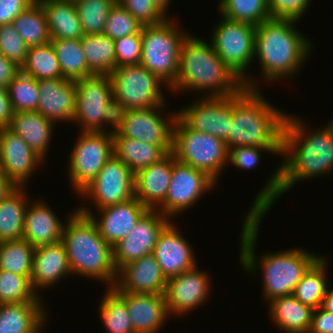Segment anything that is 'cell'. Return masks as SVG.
I'll list each match as a JSON object with an SVG mask.
<instances>
[{"instance_id":"f907efd6","label":"cell","mask_w":333,"mask_h":333,"mask_svg":"<svg viewBox=\"0 0 333 333\" xmlns=\"http://www.w3.org/2000/svg\"><path fill=\"white\" fill-rule=\"evenodd\" d=\"M272 153L268 148L240 146L231 148L228 154V164L240 170H252L261 161V152Z\"/></svg>"},{"instance_id":"8992f818","label":"cell","mask_w":333,"mask_h":333,"mask_svg":"<svg viewBox=\"0 0 333 333\" xmlns=\"http://www.w3.org/2000/svg\"><path fill=\"white\" fill-rule=\"evenodd\" d=\"M63 227V243L72 275L94 278L112 288L117 279L112 246L99 234L91 218L76 208Z\"/></svg>"},{"instance_id":"91938a15","label":"cell","mask_w":333,"mask_h":333,"mask_svg":"<svg viewBox=\"0 0 333 333\" xmlns=\"http://www.w3.org/2000/svg\"><path fill=\"white\" fill-rule=\"evenodd\" d=\"M157 6L167 15L169 13L167 10L169 9V4H171L172 0H152Z\"/></svg>"},{"instance_id":"6da1fadb","label":"cell","mask_w":333,"mask_h":333,"mask_svg":"<svg viewBox=\"0 0 333 333\" xmlns=\"http://www.w3.org/2000/svg\"><path fill=\"white\" fill-rule=\"evenodd\" d=\"M305 124L302 118L287 114L282 144L285 159L256 194L247 214L266 215L275 201L297 182L332 172L333 118L319 130L308 128L310 125Z\"/></svg>"},{"instance_id":"52a82bcc","label":"cell","mask_w":333,"mask_h":333,"mask_svg":"<svg viewBox=\"0 0 333 333\" xmlns=\"http://www.w3.org/2000/svg\"><path fill=\"white\" fill-rule=\"evenodd\" d=\"M170 16L161 23L144 25L141 29L142 56L140 64L157 75L170 88L179 70L180 48L188 34ZM179 27V28H178Z\"/></svg>"},{"instance_id":"ba28073f","label":"cell","mask_w":333,"mask_h":333,"mask_svg":"<svg viewBox=\"0 0 333 333\" xmlns=\"http://www.w3.org/2000/svg\"><path fill=\"white\" fill-rule=\"evenodd\" d=\"M172 153L176 160L205 172L215 182L228 165L224 140L189 128L178 116L173 125Z\"/></svg>"},{"instance_id":"d4e9b609","label":"cell","mask_w":333,"mask_h":333,"mask_svg":"<svg viewBox=\"0 0 333 333\" xmlns=\"http://www.w3.org/2000/svg\"><path fill=\"white\" fill-rule=\"evenodd\" d=\"M125 302L135 333H158L169 318L164 294L115 291Z\"/></svg>"},{"instance_id":"cb8c5ba5","label":"cell","mask_w":333,"mask_h":333,"mask_svg":"<svg viewBox=\"0 0 333 333\" xmlns=\"http://www.w3.org/2000/svg\"><path fill=\"white\" fill-rule=\"evenodd\" d=\"M68 275H72V272L61 241L35 247L30 281L33 290L38 295L40 289L49 287L51 289L60 280L69 277Z\"/></svg>"},{"instance_id":"f546056e","label":"cell","mask_w":333,"mask_h":333,"mask_svg":"<svg viewBox=\"0 0 333 333\" xmlns=\"http://www.w3.org/2000/svg\"><path fill=\"white\" fill-rule=\"evenodd\" d=\"M42 7L51 39H82L85 34L72 0H36Z\"/></svg>"},{"instance_id":"603a6c76","label":"cell","mask_w":333,"mask_h":333,"mask_svg":"<svg viewBox=\"0 0 333 333\" xmlns=\"http://www.w3.org/2000/svg\"><path fill=\"white\" fill-rule=\"evenodd\" d=\"M38 90V113L55 124L56 121H73L76 108L75 81L65 78L38 80Z\"/></svg>"},{"instance_id":"f35d334b","label":"cell","mask_w":333,"mask_h":333,"mask_svg":"<svg viewBox=\"0 0 333 333\" xmlns=\"http://www.w3.org/2000/svg\"><path fill=\"white\" fill-rule=\"evenodd\" d=\"M21 71L36 80L64 78L50 42L29 47L26 62L21 66Z\"/></svg>"},{"instance_id":"44dd1931","label":"cell","mask_w":333,"mask_h":333,"mask_svg":"<svg viewBox=\"0 0 333 333\" xmlns=\"http://www.w3.org/2000/svg\"><path fill=\"white\" fill-rule=\"evenodd\" d=\"M179 228L172 219L160 232L152 253L166 279L190 270L198 263L192 245Z\"/></svg>"},{"instance_id":"5b68a950","label":"cell","mask_w":333,"mask_h":333,"mask_svg":"<svg viewBox=\"0 0 333 333\" xmlns=\"http://www.w3.org/2000/svg\"><path fill=\"white\" fill-rule=\"evenodd\" d=\"M190 33L181 43L179 70L170 92H203L202 97H230L239 93L243 82L216 54L211 42Z\"/></svg>"},{"instance_id":"9a60e30c","label":"cell","mask_w":333,"mask_h":333,"mask_svg":"<svg viewBox=\"0 0 333 333\" xmlns=\"http://www.w3.org/2000/svg\"><path fill=\"white\" fill-rule=\"evenodd\" d=\"M164 106L128 110L118 133L123 137L163 146L169 153L172 152L173 125L177 112H167L166 115L164 111L167 109Z\"/></svg>"},{"instance_id":"e0dca14e","label":"cell","mask_w":333,"mask_h":333,"mask_svg":"<svg viewBox=\"0 0 333 333\" xmlns=\"http://www.w3.org/2000/svg\"><path fill=\"white\" fill-rule=\"evenodd\" d=\"M200 98L192 101L189 106L178 109L177 116L189 128L211 134L226 142L232 116V96L205 98L200 95Z\"/></svg>"},{"instance_id":"f1b7e54d","label":"cell","mask_w":333,"mask_h":333,"mask_svg":"<svg viewBox=\"0 0 333 333\" xmlns=\"http://www.w3.org/2000/svg\"><path fill=\"white\" fill-rule=\"evenodd\" d=\"M45 310L43 302L0 304V333H43Z\"/></svg>"},{"instance_id":"d6a6232c","label":"cell","mask_w":333,"mask_h":333,"mask_svg":"<svg viewBox=\"0 0 333 333\" xmlns=\"http://www.w3.org/2000/svg\"><path fill=\"white\" fill-rule=\"evenodd\" d=\"M27 196L26 187H18L0 201V242L22 239Z\"/></svg>"},{"instance_id":"f6af8a7d","label":"cell","mask_w":333,"mask_h":333,"mask_svg":"<svg viewBox=\"0 0 333 333\" xmlns=\"http://www.w3.org/2000/svg\"><path fill=\"white\" fill-rule=\"evenodd\" d=\"M142 25L118 1L110 8L103 34L114 41L124 36L137 34Z\"/></svg>"},{"instance_id":"74e56055","label":"cell","mask_w":333,"mask_h":333,"mask_svg":"<svg viewBox=\"0 0 333 333\" xmlns=\"http://www.w3.org/2000/svg\"><path fill=\"white\" fill-rule=\"evenodd\" d=\"M99 315L108 333H135L126 302L112 288L105 290Z\"/></svg>"},{"instance_id":"4316f807","label":"cell","mask_w":333,"mask_h":333,"mask_svg":"<svg viewBox=\"0 0 333 333\" xmlns=\"http://www.w3.org/2000/svg\"><path fill=\"white\" fill-rule=\"evenodd\" d=\"M176 158L172 152L135 174V197L149 209H156L164 200L171 181Z\"/></svg>"},{"instance_id":"d590c367","label":"cell","mask_w":333,"mask_h":333,"mask_svg":"<svg viewBox=\"0 0 333 333\" xmlns=\"http://www.w3.org/2000/svg\"><path fill=\"white\" fill-rule=\"evenodd\" d=\"M50 43L65 79L76 81L94 75L88 69L81 39H51Z\"/></svg>"},{"instance_id":"30bf717a","label":"cell","mask_w":333,"mask_h":333,"mask_svg":"<svg viewBox=\"0 0 333 333\" xmlns=\"http://www.w3.org/2000/svg\"><path fill=\"white\" fill-rule=\"evenodd\" d=\"M110 76L113 98L129 110L153 108L167 103L161 87L168 85L141 64L115 67Z\"/></svg>"},{"instance_id":"db71d44e","label":"cell","mask_w":333,"mask_h":333,"mask_svg":"<svg viewBox=\"0 0 333 333\" xmlns=\"http://www.w3.org/2000/svg\"><path fill=\"white\" fill-rule=\"evenodd\" d=\"M308 333H333V313L321 307L314 309Z\"/></svg>"},{"instance_id":"ffe728a7","label":"cell","mask_w":333,"mask_h":333,"mask_svg":"<svg viewBox=\"0 0 333 333\" xmlns=\"http://www.w3.org/2000/svg\"><path fill=\"white\" fill-rule=\"evenodd\" d=\"M43 162L19 135L0 128V169L17 187H25Z\"/></svg>"},{"instance_id":"5bb4252c","label":"cell","mask_w":333,"mask_h":333,"mask_svg":"<svg viewBox=\"0 0 333 333\" xmlns=\"http://www.w3.org/2000/svg\"><path fill=\"white\" fill-rule=\"evenodd\" d=\"M76 108L73 121L80 131L104 132V114L113 98L110 75L84 77L75 81Z\"/></svg>"},{"instance_id":"7c38bea8","label":"cell","mask_w":333,"mask_h":333,"mask_svg":"<svg viewBox=\"0 0 333 333\" xmlns=\"http://www.w3.org/2000/svg\"><path fill=\"white\" fill-rule=\"evenodd\" d=\"M78 196L84 200L90 199L95 210L128 201L135 197V174L121 160L112 156Z\"/></svg>"},{"instance_id":"816d5d0a","label":"cell","mask_w":333,"mask_h":333,"mask_svg":"<svg viewBox=\"0 0 333 333\" xmlns=\"http://www.w3.org/2000/svg\"><path fill=\"white\" fill-rule=\"evenodd\" d=\"M128 107L120 101L112 98L106 106L104 114V132L115 133L123 126L124 120L127 117ZM109 125L110 129L105 125ZM113 127V128H112ZM106 129V130H105ZM110 130V131H109Z\"/></svg>"},{"instance_id":"7402d4cb","label":"cell","mask_w":333,"mask_h":333,"mask_svg":"<svg viewBox=\"0 0 333 333\" xmlns=\"http://www.w3.org/2000/svg\"><path fill=\"white\" fill-rule=\"evenodd\" d=\"M167 279L153 254L128 262L117 271L114 291L135 294H164Z\"/></svg>"},{"instance_id":"681fc988","label":"cell","mask_w":333,"mask_h":333,"mask_svg":"<svg viewBox=\"0 0 333 333\" xmlns=\"http://www.w3.org/2000/svg\"><path fill=\"white\" fill-rule=\"evenodd\" d=\"M312 0H267L271 18L300 21Z\"/></svg>"},{"instance_id":"2e32d148","label":"cell","mask_w":333,"mask_h":333,"mask_svg":"<svg viewBox=\"0 0 333 333\" xmlns=\"http://www.w3.org/2000/svg\"><path fill=\"white\" fill-rule=\"evenodd\" d=\"M171 219L157 209H149L133 229L113 247V262L118 271L128 262L153 253L157 238Z\"/></svg>"},{"instance_id":"83f0119b","label":"cell","mask_w":333,"mask_h":333,"mask_svg":"<svg viewBox=\"0 0 333 333\" xmlns=\"http://www.w3.org/2000/svg\"><path fill=\"white\" fill-rule=\"evenodd\" d=\"M54 127V122L41 113L24 111L14 112L7 128L19 135L46 162Z\"/></svg>"},{"instance_id":"d6986e66","label":"cell","mask_w":333,"mask_h":333,"mask_svg":"<svg viewBox=\"0 0 333 333\" xmlns=\"http://www.w3.org/2000/svg\"><path fill=\"white\" fill-rule=\"evenodd\" d=\"M82 205L76 208L79 212L87 215L95 223L101 237L112 247L125 238L133 229L139 219L149 210L136 197L128 201L98 209L96 217L88 207ZM100 217V218H99Z\"/></svg>"},{"instance_id":"11a10c76","label":"cell","mask_w":333,"mask_h":333,"mask_svg":"<svg viewBox=\"0 0 333 333\" xmlns=\"http://www.w3.org/2000/svg\"><path fill=\"white\" fill-rule=\"evenodd\" d=\"M14 115L8 89L0 85V128L9 126Z\"/></svg>"},{"instance_id":"836d02e7","label":"cell","mask_w":333,"mask_h":333,"mask_svg":"<svg viewBox=\"0 0 333 333\" xmlns=\"http://www.w3.org/2000/svg\"><path fill=\"white\" fill-rule=\"evenodd\" d=\"M327 262V258L321 255L303 275L293 292V296L312 309L321 307L322 301L329 289L327 278L329 275H327L328 271L326 270Z\"/></svg>"},{"instance_id":"484cf974","label":"cell","mask_w":333,"mask_h":333,"mask_svg":"<svg viewBox=\"0 0 333 333\" xmlns=\"http://www.w3.org/2000/svg\"><path fill=\"white\" fill-rule=\"evenodd\" d=\"M59 216L44 199L29 202L25 220L22 239L26 240L31 246L54 244L61 241L63 227Z\"/></svg>"},{"instance_id":"4dcf8cb0","label":"cell","mask_w":333,"mask_h":333,"mask_svg":"<svg viewBox=\"0 0 333 333\" xmlns=\"http://www.w3.org/2000/svg\"><path fill=\"white\" fill-rule=\"evenodd\" d=\"M269 318L284 333H308L313 310L301 303L295 296L278 297L270 302Z\"/></svg>"},{"instance_id":"60d3db41","label":"cell","mask_w":333,"mask_h":333,"mask_svg":"<svg viewBox=\"0 0 333 333\" xmlns=\"http://www.w3.org/2000/svg\"><path fill=\"white\" fill-rule=\"evenodd\" d=\"M218 12L233 21L255 26L271 18L267 0H219Z\"/></svg>"},{"instance_id":"8d00e7d4","label":"cell","mask_w":333,"mask_h":333,"mask_svg":"<svg viewBox=\"0 0 333 333\" xmlns=\"http://www.w3.org/2000/svg\"><path fill=\"white\" fill-rule=\"evenodd\" d=\"M12 25L29 47L51 41L44 11L37 1L20 13Z\"/></svg>"},{"instance_id":"8fae6325","label":"cell","mask_w":333,"mask_h":333,"mask_svg":"<svg viewBox=\"0 0 333 333\" xmlns=\"http://www.w3.org/2000/svg\"><path fill=\"white\" fill-rule=\"evenodd\" d=\"M68 164L70 186L76 194L86 188L113 156V134L79 131Z\"/></svg>"},{"instance_id":"3957f363","label":"cell","mask_w":333,"mask_h":333,"mask_svg":"<svg viewBox=\"0 0 333 333\" xmlns=\"http://www.w3.org/2000/svg\"><path fill=\"white\" fill-rule=\"evenodd\" d=\"M260 91L244 87L232 96L227 149L261 147L268 148L275 155H282L283 131L288 113L274 107Z\"/></svg>"},{"instance_id":"f5cc1de1","label":"cell","mask_w":333,"mask_h":333,"mask_svg":"<svg viewBox=\"0 0 333 333\" xmlns=\"http://www.w3.org/2000/svg\"><path fill=\"white\" fill-rule=\"evenodd\" d=\"M36 0H0V26L12 21Z\"/></svg>"},{"instance_id":"c3c4849f","label":"cell","mask_w":333,"mask_h":333,"mask_svg":"<svg viewBox=\"0 0 333 333\" xmlns=\"http://www.w3.org/2000/svg\"><path fill=\"white\" fill-rule=\"evenodd\" d=\"M114 44L116 67L140 64L142 56L141 31L119 38L114 41Z\"/></svg>"},{"instance_id":"ee69618b","label":"cell","mask_w":333,"mask_h":333,"mask_svg":"<svg viewBox=\"0 0 333 333\" xmlns=\"http://www.w3.org/2000/svg\"><path fill=\"white\" fill-rule=\"evenodd\" d=\"M117 0H75V7L85 35L103 34L110 8Z\"/></svg>"},{"instance_id":"7a4b0ae2","label":"cell","mask_w":333,"mask_h":333,"mask_svg":"<svg viewBox=\"0 0 333 333\" xmlns=\"http://www.w3.org/2000/svg\"><path fill=\"white\" fill-rule=\"evenodd\" d=\"M263 217L265 215L246 214L241 227L238 253L244 271L254 276L260 269L263 276V299L270 302L278 297L293 295L303 275L321 256L303 248H291L257 257L255 247Z\"/></svg>"},{"instance_id":"7bdbcfd3","label":"cell","mask_w":333,"mask_h":333,"mask_svg":"<svg viewBox=\"0 0 333 333\" xmlns=\"http://www.w3.org/2000/svg\"><path fill=\"white\" fill-rule=\"evenodd\" d=\"M14 112L37 111L38 80L20 71L7 87Z\"/></svg>"},{"instance_id":"1f68e13d","label":"cell","mask_w":333,"mask_h":333,"mask_svg":"<svg viewBox=\"0 0 333 333\" xmlns=\"http://www.w3.org/2000/svg\"><path fill=\"white\" fill-rule=\"evenodd\" d=\"M169 152L163 147L113 133V156L121 160L136 174L159 162Z\"/></svg>"},{"instance_id":"b9f144b4","label":"cell","mask_w":333,"mask_h":333,"mask_svg":"<svg viewBox=\"0 0 333 333\" xmlns=\"http://www.w3.org/2000/svg\"><path fill=\"white\" fill-rule=\"evenodd\" d=\"M31 276L0 270V304L43 302L32 288Z\"/></svg>"},{"instance_id":"ac0fdd59","label":"cell","mask_w":333,"mask_h":333,"mask_svg":"<svg viewBox=\"0 0 333 333\" xmlns=\"http://www.w3.org/2000/svg\"><path fill=\"white\" fill-rule=\"evenodd\" d=\"M208 274L196 265L167 279L164 297L170 317L184 316L205 304L211 293L209 286L212 279Z\"/></svg>"},{"instance_id":"6f0895ef","label":"cell","mask_w":333,"mask_h":333,"mask_svg":"<svg viewBox=\"0 0 333 333\" xmlns=\"http://www.w3.org/2000/svg\"><path fill=\"white\" fill-rule=\"evenodd\" d=\"M18 187L0 169V201L7 198Z\"/></svg>"},{"instance_id":"9f6ffc18","label":"cell","mask_w":333,"mask_h":333,"mask_svg":"<svg viewBox=\"0 0 333 333\" xmlns=\"http://www.w3.org/2000/svg\"><path fill=\"white\" fill-rule=\"evenodd\" d=\"M21 71V67H19L15 62L9 60L4 55L0 53V85L5 86L6 88L9 86V83L13 80V78Z\"/></svg>"},{"instance_id":"9c48e42d","label":"cell","mask_w":333,"mask_h":333,"mask_svg":"<svg viewBox=\"0 0 333 333\" xmlns=\"http://www.w3.org/2000/svg\"><path fill=\"white\" fill-rule=\"evenodd\" d=\"M209 39L219 58L243 82L244 87L259 90L258 81L246 72L254 59L256 26L221 16ZM254 80V81H253ZM257 82V83H255Z\"/></svg>"},{"instance_id":"7dc6e473","label":"cell","mask_w":333,"mask_h":333,"mask_svg":"<svg viewBox=\"0 0 333 333\" xmlns=\"http://www.w3.org/2000/svg\"><path fill=\"white\" fill-rule=\"evenodd\" d=\"M142 26L166 20V15L152 0H117Z\"/></svg>"},{"instance_id":"277c9868","label":"cell","mask_w":333,"mask_h":333,"mask_svg":"<svg viewBox=\"0 0 333 333\" xmlns=\"http://www.w3.org/2000/svg\"><path fill=\"white\" fill-rule=\"evenodd\" d=\"M296 22L270 18L256 26L254 58L259 61L261 79L270 83L294 78L303 69L313 45L311 39L297 30Z\"/></svg>"},{"instance_id":"4fadbf2b","label":"cell","mask_w":333,"mask_h":333,"mask_svg":"<svg viewBox=\"0 0 333 333\" xmlns=\"http://www.w3.org/2000/svg\"><path fill=\"white\" fill-rule=\"evenodd\" d=\"M216 184L205 172L176 160L165 200L156 209L172 220L191 208Z\"/></svg>"},{"instance_id":"bcb514c9","label":"cell","mask_w":333,"mask_h":333,"mask_svg":"<svg viewBox=\"0 0 333 333\" xmlns=\"http://www.w3.org/2000/svg\"><path fill=\"white\" fill-rule=\"evenodd\" d=\"M29 46L12 24L0 26V53L21 67L26 62Z\"/></svg>"},{"instance_id":"ab89813d","label":"cell","mask_w":333,"mask_h":333,"mask_svg":"<svg viewBox=\"0 0 333 333\" xmlns=\"http://www.w3.org/2000/svg\"><path fill=\"white\" fill-rule=\"evenodd\" d=\"M34 250L24 239L0 242V270L31 276Z\"/></svg>"},{"instance_id":"680465c9","label":"cell","mask_w":333,"mask_h":333,"mask_svg":"<svg viewBox=\"0 0 333 333\" xmlns=\"http://www.w3.org/2000/svg\"><path fill=\"white\" fill-rule=\"evenodd\" d=\"M321 308L333 313V288H329L322 301Z\"/></svg>"},{"instance_id":"e575fe53","label":"cell","mask_w":333,"mask_h":333,"mask_svg":"<svg viewBox=\"0 0 333 333\" xmlns=\"http://www.w3.org/2000/svg\"><path fill=\"white\" fill-rule=\"evenodd\" d=\"M88 69L97 75H110L116 67L114 40L104 34H88L81 39Z\"/></svg>"}]
</instances>
